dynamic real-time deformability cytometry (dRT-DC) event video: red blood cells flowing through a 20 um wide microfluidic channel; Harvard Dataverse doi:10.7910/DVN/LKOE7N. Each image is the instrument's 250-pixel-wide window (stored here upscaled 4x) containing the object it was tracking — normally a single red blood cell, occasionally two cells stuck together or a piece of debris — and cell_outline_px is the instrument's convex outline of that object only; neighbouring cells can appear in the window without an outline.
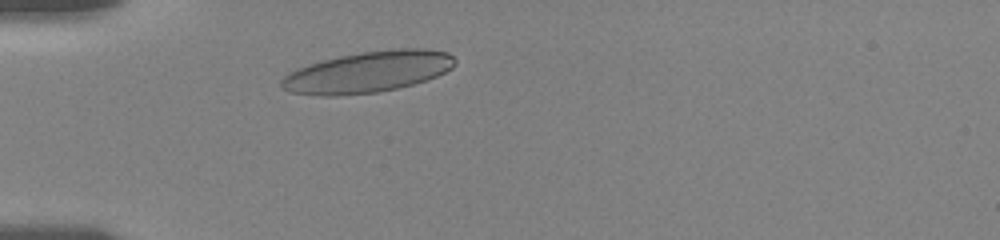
{"species": "human", "species_latin": "Homo sapiens", "temperature_condition": "room temperature", "stored_images_in_passage": 38, "camera_frame_rate_fps": 3000, "um_per_image_px": 0.085, "donor": {"sex": "female"}, "frame": {"image": 1, "passage_image": 6, "time_ms": 1.667, "image_size_px": [1000, 240], "cell_outline_px": [[456, 64], [452, 68], [436, 76], [412, 84], [396, 88], [376, 92], [336, 96], [320, 96], [288, 92], [280, 88], [280, 80], [288, 72], [308, 64], [340, 56], [364, 52], [392, 48], [428, 48], [448, 52], [456, 60]], "centroid_in_image_um": [31.25, 6.11], "position_along_channel_um": 53.8, "area_um2": 41.73}}
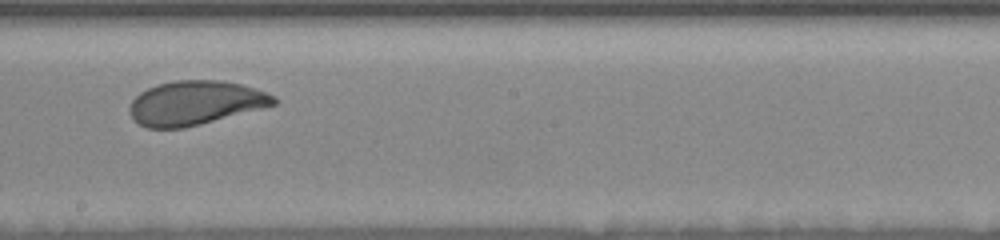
{"frame": {"image": 2, "passage_image": 22, "time_ms": 7.0, "image_size_px": [1000, 240], "cell_outline_px": [[280, 100], [276, 104], [264, 108], [184, 128], [148, 128], [132, 120], [128, 112], [128, 108], [132, 100], [140, 92], [156, 84], [172, 80], [220, 80], [240, 84], [276, 96]], "centroid_in_image_um": [16.57, 8.75], "position_along_channel_um": 231.6, "area_um2": 37.28}}
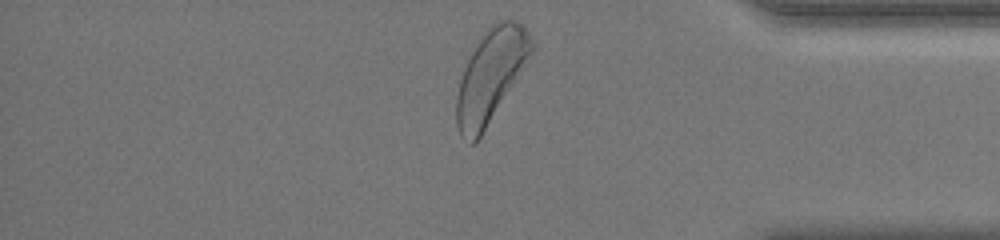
{"frame": {"image": 3, "passage_image": 37, "time_ms": 12.0, "image_size_px": [1000, 240], "cell_outline_px": [[536, 48], [480, 136], [472, 144], [460, 136], [456, 124], [456, 96], [460, 80], [464, 68], [472, 52], [484, 32], [496, 20], [508, 16], [516, 20], [524, 28], [536, 44]], "centroid_in_image_um": [41.72, 6.37], "position_along_channel_um": 393.5, "area_um2": 40.06}, "authors_computed_cell_mechanics": {"area_um2": 38.148, "velocity_mm_per_s": 3.571, "shape_relaxation_time_tau1_ms": 3.6807, "shape_relaxation_time_tau2_ms": 0.9751, "deformation_change_tau1": 0.1472, "deformation_change_tau2": 0.0575}}